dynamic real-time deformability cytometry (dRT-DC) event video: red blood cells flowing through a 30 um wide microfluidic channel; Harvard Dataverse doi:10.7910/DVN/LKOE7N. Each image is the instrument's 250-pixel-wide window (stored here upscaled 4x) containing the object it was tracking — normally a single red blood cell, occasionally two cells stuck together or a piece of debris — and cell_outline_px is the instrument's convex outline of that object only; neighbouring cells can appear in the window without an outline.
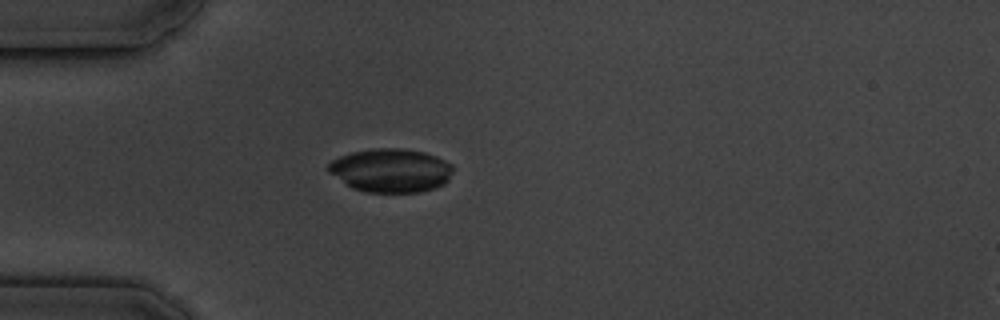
{"species": "common noctule bat (a hibernating species)", "species_latin": "Nyctalus noctula", "temperature_condition": "cold", "stored_images_in_passage": 4, "segment_of_instrument_passage": [1, 2], "camera_frame_rate_fps": 3000, "um_per_image_px": 0.085, "animal": {"sex": "male", "body_mass_g": 19.5, "forearm_length_mm": 54.6}, "frame": {"image": 1, "passage_image": 3, "time_ms": 2.333, "image_size_px": [1000, 320], "cell_outline_px": [[452, 172], [448, 180], [444, 184], [420, 192], [364, 192], [352, 188], [328, 172], [328, 164], [332, 160], [340, 156], [352, 152], [372, 148], [400, 148], [424, 152], [436, 156], [452, 164]], "centroid_in_image_um": [33.21, 14.48], "position_along_channel_um": 51.8, "area_um2": 31.67}}